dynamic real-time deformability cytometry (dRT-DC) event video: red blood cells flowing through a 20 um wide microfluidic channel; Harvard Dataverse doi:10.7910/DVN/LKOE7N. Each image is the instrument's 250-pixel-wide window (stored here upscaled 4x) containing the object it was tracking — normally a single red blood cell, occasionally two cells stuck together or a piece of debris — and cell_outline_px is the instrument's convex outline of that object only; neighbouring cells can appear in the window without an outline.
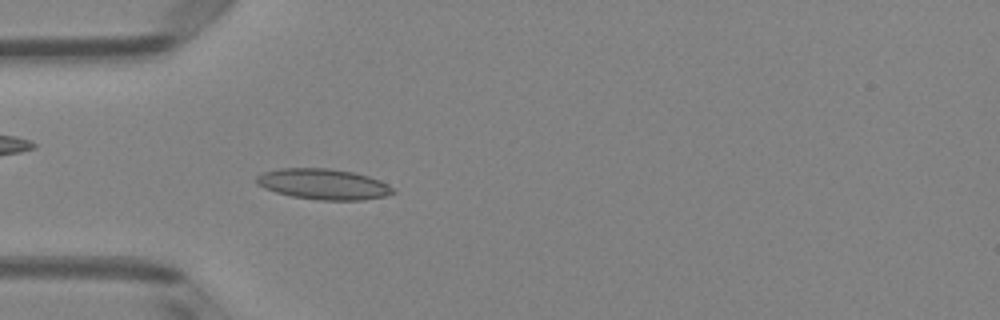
{"species": "Egyptian fruit bat (a non-hibernating species)", "species_latin": "Rousettus aegyptiacus", "temperature_condition": "room temperature", "stored_images_in_passage": 50, "camera_frame_rate_fps": 3000, "um_per_image_px": 0.085, "animal": {"sex": "female"}, "frame": {"image": 1, "passage_image": 15, "time_ms": 4.667, "image_size_px": [1000, 320], "cell_outline_px": [[396, 192], [384, 196], [364, 200], [320, 200], [292, 196], [276, 192], [264, 188], [256, 184], [256, 176], [264, 172], [280, 168], [328, 168], [352, 172], [368, 176], [380, 180], [388, 184]], "centroid_in_image_um": [27.48, 15.65], "position_along_channel_um": 57.5, "area_um2": 24.33}}
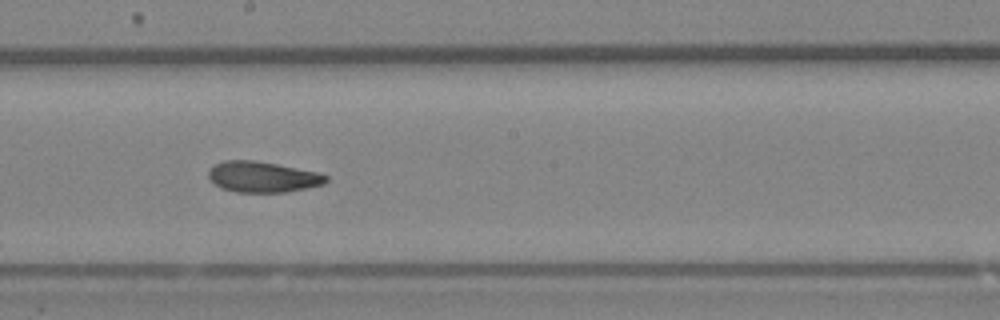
{"frame": {"image": 2, "passage_image": 28, "time_ms": 9.0, "image_size_px": [1000, 320], "cell_outline_px": [[328, 180], [324, 184], [288, 192], [236, 192], [220, 188], [208, 180], [208, 172], [216, 164], [224, 160], [252, 160], [276, 164], [320, 172], [328, 176]], "centroid_in_image_um": [22.32, 15.04], "position_along_channel_um": 225.9, "area_um2": 21.21}}
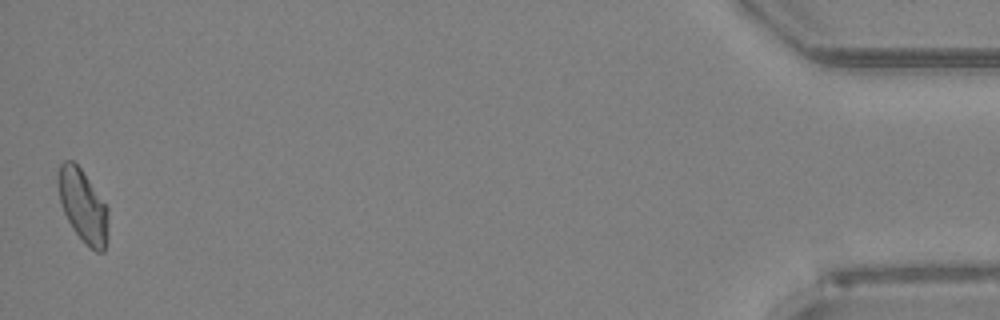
{"frame": {"image": 3, "passage_image": 50, "time_ms": 16.333, "image_size_px": [1000, 320], "cell_outline_px": [[108, 240], [104, 252], [96, 252], [88, 248], [72, 228], [60, 204], [56, 180], [56, 172], [60, 164], [64, 160], [72, 160], [80, 168], [108, 208]], "centroid_in_image_um": [7.03, 17.53], "position_along_channel_um": 428.2, "area_um2": 21.62}, "authors_computed_cell_mechanics": {"area_um2": 21.7039, "velocity_mm_per_s": 3.9917, "shape_relaxation_time_tau1_ms": 7.512, "shape_relaxation_time_tau2_ms": 3.3435, "deformation_change_tau1": 0.1601, "deformation_change_tau2": 0.088}}